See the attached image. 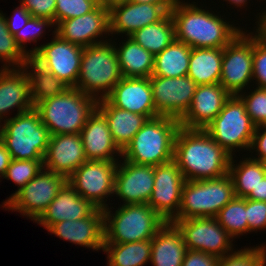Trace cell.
<instances>
[{"mask_svg":"<svg viewBox=\"0 0 266 266\" xmlns=\"http://www.w3.org/2000/svg\"><path fill=\"white\" fill-rule=\"evenodd\" d=\"M231 157L204 129L180 127L176 133L173 160L186 180H208L228 174Z\"/></svg>","mask_w":266,"mask_h":266,"instance_id":"obj_1","label":"cell"},{"mask_svg":"<svg viewBox=\"0 0 266 266\" xmlns=\"http://www.w3.org/2000/svg\"><path fill=\"white\" fill-rule=\"evenodd\" d=\"M192 3L178 0L170 10L177 41L191 48H224L242 31L221 15Z\"/></svg>","mask_w":266,"mask_h":266,"instance_id":"obj_2","label":"cell"},{"mask_svg":"<svg viewBox=\"0 0 266 266\" xmlns=\"http://www.w3.org/2000/svg\"><path fill=\"white\" fill-rule=\"evenodd\" d=\"M180 128L176 118L158 116L148 119L122 151L124 160L158 166L174 158L175 136Z\"/></svg>","mask_w":266,"mask_h":266,"instance_id":"obj_3","label":"cell"},{"mask_svg":"<svg viewBox=\"0 0 266 266\" xmlns=\"http://www.w3.org/2000/svg\"><path fill=\"white\" fill-rule=\"evenodd\" d=\"M122 77L112 38L83 49L76 81L78 90L97 101L105 99Z\"/></svg>","mask_w":266,"mask_h":266,"instance_id":"obj_4","label":"cell"},{"mask_svg":"<svg viewBox=\"0 0 266 266\" xmlns=\"http://www.w3.org/2000/svg\"><path fill=\"white\" fill-rule=\"evenodd\" d=\"M50 135L80 134L89 116L97 108V100L77 88L39 102L34 107Z\"/></svg>","mask_w":266,"mask_h":266,"instance_id":"obj_5","label":"cell"},{"mask_svg":"<svg viewBox=\"0 0 266 266\" xmlns=\"http://www.w3.org/2000/svg\"><path fill=\"white\" fill-rule=\"evenodd\" d=\"M113 213L103 209L104 244H121L152 239L167 222L148 204H122ZM112 212V213H111Z\"/></svg>","mask_w":266,"mask_h":266,"instance_id":"obj_6","label":"cell"},{"mask_svg":"<svg viewBox=\"0 0 266 266\" xmlns=\"http://www.w3.org/2000/svg\"><path fill=\"white\" fill-rule=\"evenodd\" d=\"M3 122L0 140L10 152L11 159L44 160L51 135L35 108Z\"/></svg>","mask_w":266,"mask_h":266,"instance_id":"obj_7","label":"cell"},{"mask_svg":"<svg viewBox=\"0 0 266 266\" xmlns=\"http://www.w3.org/2000/svg\"><path fill=\"white\" fill-rule=\"evenodd\" d=\"M235 197L228 174L208 180H186L178 214L173 219L215 217Z\"/></svg>","mask_w":266,"mask_h":266,"instance_id":"obj_8","label":"cell"},{"mask_svg":"<svg viewBox=\"0 0 266 266\" xmlns=\"http://www.w3.org/2000/svg\"><path fill=\"white\" fill-rule=\"evenodd\" d=\"M255 128L242 99L238 95H231L204 130L228 154L234 156L236 148L249 151Z\"/></svg>","mask_w":266,"mask_h":266,"instance_id":"obj_9","label":"cell"},{"mask_svg":"<svg viewBox=\"0 0 266 266\" xmlns=\"http://www.w3.org/2000/svg\"><path fill=\"white\" fill-rule=\"evenodd\" d=\"M67 182L66 176L43 168L24 187L10 195L2 207L36 222Z\"/></svg>","mask_w":266,"mask_h":266,"instance_id":"obj_10","label":"cell"},{"mask_svg":"<svg viewBox=\"0 0 266 266\" xmlns=\"http://www.w3.org/2000/svg\"><path fill=\"white\" fill-rule=\"evenodd\" d=\"M242 31L223 48L220 84L238 95L253 81V32Z\"/></svg>","mask_w":266,"mask_h":266,"instance_id":"obj_11","label":"cell"},{"mask_svg":"<svg viewBox=\"0 0 266 266\" xmlns=\"http://www.w3.org/2000/svg\"><path fill=\"white\" fill-rule=\"evenodd\" d=\"M118 162L87 160L68 177V183L94 207L105 209L109 195L114 193Z\"/></svg>","mask_w":266,"mask_h":266,"instance_id":"obj_12","label":"cell"},{"mask_svg":"<svg viewBox=\"0 0 266 266\" xmlns=\"http://www.w3.org/2000/svg\"><path fill=\"white\" fill-rule=\"evenodd\" d=\"M180 230L186 248L221 258L233 251V238L215 217L172 219Z\"/></svg>","mask_w":266,"mask_h":266,"instance_id":"obj_13","label":"cell"},{"mask_svg":"<svg viewBox=\"0 0 266 266\" xmlns=\"http://www.w3.org/2000/svg\"><path fill=\"white\" fill-rule=\"evenodd\" d=\"M53 39L29 50V57L52 72L67 86L76 88L83 47L61 39L54 28Z\"/></svg>","mask_w":266,"mask_h":266,"instance_id":"obj_14","label":"cell"},{"mask_svg":"<svg viewBox=\"0 0 266 266\" xmlns=\"http://www.w3.org/2000/svg\"><path fill=\"white\" fill-rule=\"evenodd\" d=\"M153 100L158 116L180 120L191 106L197 84L187 75L182 77L151 76Z\"/></svg>","mask_w":266,"mask_h":266,"instance_id":"obj_15","label":"cell"},{"mask_svg":"<svg viewBox=\"0 0 266 266\" xmlns=\"http://www.w3.org/2000/svg\"><path fill=\"white\" fill-rule=\"evenodd\" d=\"M185 182L174 160L154 166V187L147 204L165 221H171L179 212Z\"/></svg>","mask_w":266,"mask_h":266,"instance_id":"obj_16","label":"cell"},{"mask_svg":"<svg viewBox=\"0 0 266 266\" xmlns=\"http://www.w3.org/2000/svg\"><path fill=\"white\" fill-rule=\"evenodd\" d=\"M55 28L61 39L83 48L103 43L108 40L98 38L110 35V11L100 3L93 11L61 21Z\"/></svg>","mask_w":266,"mask_h":266,"instance_id":"obj_17","label":"cell"},{"mask_svg":"<svg viewBox=\"0 0 266 266\" xmlns=\"http://www.w3.org/2000/svg\"><path fill=\"white\" fill-rule=\"evenodd\" d=\"M122 160L118 162L113 195L118 196L123 205L147 204L154 187V166Z\"/></svg>","mask_w":266,"mask_h":266,"instance_id":"obj_18","label":"cell"},{"mask_svg":"<svg viewBox=\"0 0 266 266\" xmlns=\"http://www.w3.org/2000/svg\"><path fill=\"white\" fill-rule=\"evenodd\" d=\"M106 99L115 107L146 116L158 117L150 78L122 77Z\"/></svg>","mask_w":266,"mask_h":266,"instance_id":"obj_19","label":"cell"},{"mask_svg":"<svg viewBox=\"0 0 266 266\" xmlns=\"http://www.w3.org/2000/svg\"><path fill=\"white\" fill-rule=\"evenodd\" d=\"M231 94L220 83L197 85L192 103L179 120L185 129H205L220 113Z\"/></svg>","mask_w":266,"mask_h":266,"instance_id":"obj_20","label":"cell"},{"mask_svg":"<svg viewBox=\"0 0 266 266\" xmlns=\"http://www.w3.org/2000/svg\"><path fill=\"white\" fill-rule=\"evenodd\" d=\"M48 232L76 245L103 250L105 242L103 209L95 208L87 217L53 224Z\"/></svg>","mask_w":266,"mask_h":266,"instance_id":"obj_21","label":"cell"},{"mask_svg":"<svg viewBox=\"0 0 266 266\" xmlns=\"http://www.w3.org/2000/svg\"><path fill=\"white\" fill-rule=\"evenodd\" d=\"M86 161L80 134H58L50 137L43 168L68 178Z\"/></svg>","mask_w":266,"mask_h":266,"instance_id":"obj_22","label":"cell"},{"mask_svg":"<svg viewBox=\"0 0 266 266\" xmlns=\"http://www.w3.org/2000/svg\"><path fill=\"white\" fill-rule=\"evenodd\" d=\"M168 12L159 4L129 2L110 10V34H125L161 20Z\"/></svg>","mask_w":266,"mask_h":266,"instance_id":"obj_23","label":"cell"},{"mask_svg":"<svg viewBox=\"0 0 266 266\" xmlns=\"http://www.w3.org/2000/svg\"><path fill=\"white\" fill-rule=\"evenodd\" d=\"M80 136L87 160L118 161L117 156L122 157L105 117L97 109L87 119Z\"/></svg>","mask_w":266,"mask_h":266,"instance_id":"obj_24","label":"cell"},{"mask_svg":"<svg viewBox=\"0 0 266 266\" xmlns=\"http://www.w3.org/2000/svg\"><path fill=\"white\" fill-rule=\"evenodd\" d=\"M14 108L18 109L17 114L34 108L30 97L29 79L23 68H1L0 125L2 121L7 120L8 112Z\"/></svg>","mask_w":266,"mask_h":266,"instance_id":"obj_25","label":"cell"},{"mask_svg":"<svg viewBox=\"0 0 266 266\" xmlns=\"http://www.w3.org/2000/svg\"><path fill=\"white\" fill-rule=\"evenodd\" d=\"M95 208L67 182L35 223L48 230L53 224L64 220L85 218Z\"/></svg>","mask_w":266,"mask_h":266,"instance_id":"obj_26","label":"cell"},{"mask_svg":"<svg viewBox=\"0 0 266 266\" xmlns=\"http://www.w3.org/2000/svg\"><path fill=\"white\" fill-rule=\"evenodd\" d=\"M186 251L180 230L167 221L152 238L150 262L153 266H182Z\"/></svg>","mask_w":266,"mask_h":266,"instance_id":"obj_27","label":"cell"},{"mask_svg":"<svg viewBox=\"0 0 266 266\" xmlns=\"http://www.w3.org/2000/svg\"><path fill=\"white\" fill-rule=\"evenodd\" d=\"M106 119L116 145L123 151L148 118L113 106L106 98L96 108Z\"/></svg>","mask_w":266,"mask_h":266,"instance_id":"obj_28","label":"cell"},{"mask_svg":"<svg viewBox=\"0 0 266 266\" xmlns=\"http://www.w3.org/2000/svg\"><path fill=\"white\" fill-rule=\"evenodd\" d=\"M124 41L119 48L114 44L123 77L150 78L155 56L130 37Z\"/></svg>","mask_w":266,"mask_h":266,"instance_id":"obj_29","label":"cell"},{"mask_svg":"<svg viewBox=\"0 0 266 266\" xmlns=\"http://www.w3.org/2000/svg\"><path fill=\"white\" fill-rule=\"evenodd\" d=\"M223 48H192L189 59V76L197 85L219 83Z\"/></svg>","mask_w":266,"mask_h":266,"instance_id":"obj_30","label":"cell"},{"mask_svg":"<svg viewBox=\"0 0 266 266\" xmlns=\"http://www.w3.org/2000/svg\"><path fill=\"white\" fill-rule=\"evenodd\" d=\"M22 68L25 70L29 79L30 97L34 107L39 102L61 95L70 88L52 72L37 63L32 57L27 59Z\"/></svg>","mask_w":266,"mask_h":266,"instance_id":"obj_31","label":"cell"},{"mask_svg":"<svg viewBox=\"0 0 266 266\" xmlns=\"http://www.w3.org/2000/svg\"><path fill=\"white\" fill-rule=\"evenodd\" d=\"M154 56L176 40L173 18L168 12L161 20L144 26L129 36Z\"/></svg>","mask_w":266,"mask_h":266,"instance_id":"obj_32","label":"cell"},{"mask_svg":"<svg viewBox=\"0 0 266 266\" xmlns=\"http://www.w3.org/2000/svg\"><path fill=\"white\" fill-rule=\"evenodd\" d=\"M191 51L190 46L175 40L155 55L152 76L182 77L187 75Z\"/></svg>","mask_w":266,"mask_h":266,"instance_id":"obj_33","label":"cell"},{"mask_svg":"<svg viewBox=\"0 0 266 266\" xmlns=\"http://www.w3.org/2000/svg\"><path fill=\"white\" fill-rule=\"evenodd\" d=\"M235 161L232 156L228 173L233 181L235 196L246 198L266 176V164L251 157L244 158L236 165Z\"/></svg>","mask_w":266,"mask_h":266,"instance_id":"obj_34","label":"cell"},{"mask_svg":"<svg viewBox=\"0 0 266 266\" xmlns=\"http://www.w3.org/2000/svg\"><path fill=\"white\" fill-rule=\"evenodd\" d=\"M152 239L121 244H104L108 266H144L151 260Z\"/></svg>","mask_w":266,"mask_h":266,"instance_id":"obj_35","label":"cell"},{"mask_svg":"<svg viewBox=\"0 0 266 266\" xmlns=\"http://www.w3.org/2000/svg\"><path fill=\"white\" fill-rule=\"evenodd\" d=\"M215 219L233 239L247 234V199L235 196L217 213Z\"/></svg>","mask_w":266,"mask_h":266,"instance_id":"obj_36","label":"cell"},{"mask_svg":"<svg viewBox=\"0 0 266 266\" xmlns=\"http://www.w3.org/2000/svg\"><path fill=\"white\" fill-rule=\"evenodd\" d=\"M28 58L9 32L5 15L0 12V62H4L1 68H22Z\"/></svg>","mask_w":266,"mask_h":266,"instance_id":"obj_37","label":"cell"},{"mask_svg":"<svg viewBox=\"0 0 266 266\" xmlns=\"http://www.w3.org/2000/svg\"><path fill=\"white\" fill-rule=\"evenodd\" d=\"M217 266H266V245L232 251L219 258Z\"/></svg>","mask_w":266,"mask_h":266,"instance_id":"obj_38","label":"cell"},{"mask_svg":"<svg viewBox=\"0 0 266 266\" xmlns=\"http://www.w3.org/2000/svg\"><path fill=\"white\" fill-rule=\"evenodd\" d=\"M43 161L11 159L3 179L13 181L18 185L19 191L43 169Z\"/></svg>","mask_w":266,"mask_h":266,"instance_id":"obj_39","label":"cell"},{"mask_svg":"<svg viewBox=\"0 0 266 266\" xmlns=\"http://www.w3.org/2000/svg\"><path fill=\"white\" fill-rule=\"evenodd\" d=\"M101 0H56L55 25L93 11Z\"/></svg>","mask_w":266,"mask_h":266,"instance_id":"obj_40","label":"cell"},{"mask_svg":"<svg viewBox=\"0 0 266 266\" xmlns=\"http://www.w3.org/2000/svg\"><path fill=\"white\" fill-rule=\"evenodd\" d=\"M251 91V92H250ZM246 94L241 92L238 96L242 99L245 104L246 112L250 116L251 121L257 127L266 124V95L265 87H256ZM245 94V95H244Z\"/></svg>","mask_w":266,"mask_h":266,"instance_id":"obj_41","label":"cell"},{"mask_svg":"<svg viewBox=\"0 0 266 266\" xmlns=\"http://www.w3.org/2000/svg\"><path fill=\"white\" fill-rule=\"evenodd\" d=\"M53 26L56 27L51 19L31 16L26 25L14 35L15 41L21 50L29 56V50L25 49V43L37 42L43 36L45 29Z\"/></svg>","mask_w":266,"mask_h":266,"instance_id":"obj_42","label":"cell"},{"mask_svg":"<svg viewBox=\"0 0 266 266\" xmlns=\"http://www.w3.org/2000/svg\"><path fill=\"white\" fill-rule=\"evenodd\" d=\"M253 32V82L258 88L266 87V38Z\"/></svg>","mask_w":266,"mask_h":266,"instance_id":"obj_43","label":"cell"},{"mask_svg":"<svg viewBox=\"0 0 266 266\" xmlns=\"http://www.w3.org/2000/svg\"><path fill=\"white\" fill-rule=\"evenodd\" d=\"M248 233L266 229V202L247 199Z\"/></svg>","mask_w":266,"mask_h":266,"instance_id":"obj_44","label":"cell"},{"mask_svg":"<svg viewBox=\"0 0 266 266\" xmlns=\"http://www.w3.org/2000/svg\"><path fill=\"white\" fill-rule=\"evenodd\" d=\"M33 17L48 18L55 23L56 0H20Z\"/></svg>","mask_w":266,"mask_h":266,"instance_id":"obj_45","label":"cell"},{"mask_svg":"<svg viewBox=\"0 0 266 266\" xmlns=\"http://www.w3.org/2000/svg\"><path fill=\"white\" fill-rule=\"evenodd\" d=\"M218 257L202 251L187 249L182 266H217Z\"/></svg>","mask_w":266,"mask_h":266,"instance_id":"obj_46","label":"cell"},{"mask_svg":"<svg viewBox=\"0 0 266 266\" xmlns=\"http://www.w3.org/2000/svg\"><path fill=\"white\" fill-rule=\"evenodd\" d=\"M251 150L257 153V157L252 156V159L266 162V124L255 128L249 151L251 152Z\"/></svg>","mask_w":266,"mask_h":266,"instance_id":"obj_47","label":"cell"},{"mask_svg":"<svg viewBox=\"0 0 266 266\" xmlns=\"http://www.w3.org/2000/svg\"><path fill=\"white\" fill-rule=\"evenodd\" d=\"M30 17H31V14L20 3V6L14 10L13 16H11L10 18L5 16V20H6V24H7V28L9 32L14 36L21 28H23L26 25ZM18 19L21 20V24Z\"/></svg>","mask_w":266,"mask_h":266,"instance_id":"obj_48","label":"cell"},{"mask_svg":"<svg viewBox=\"0 0 266 266\" xmlns=\"http://www.w3.org/2000/svg\"><path fill=\"white\" fill-rule=\"evenodd\" d=\"M11 161L10 152L0 140V177H4Z\"/></svg>","mask_w":266,"mask_h":266,"instance_id":"obj_49","label":"cell"},{"mask_svg":"<svg viewBox=\"0 0 266 266\" xmlns=\"http://www.w3.org/2000/svg\"><path fill=\"white\" fill-rule=\"evenodd\" d=\"M246 199L266 202V176L259 182L255 191H252Z\"/></svg>","mask_w":266,"mask_h":266,"instance_id":"obj_50","label":"cell"},{"mask_svg":"<svg viewBox=\"0 0 266 266\" xmlns=\"http://www.w3.org/2000/svg\"><path fill=\"white\" fill-rule=\"evenodd\" d=\"M178 0H133V2L138 3H154L161 5L167 12H170L172 7L176 4Z\"/></svg>","mask_w":266,"mask_h":266,"instance_id":"obj_51","label":"cell"},{"mask_svg":"<svg viewBox=\"0 0 266 266\" xmlns=\"http://www.w3.org/2000/svg\"><path fill=\"white\" fill-rule=\"evenodd\" d=\"M133 0H101V3L106 7L108 11L116 6L127 4Z\"/></svg>","mask_w":266,"mask_h":266,"instance_id":"obj_52","label":"cell"},{"mask_svg":"<svg viewBox=\"0 0 266 266\" xmlns=\"http://www.w3.org/2000/svg\"><path fill=\"white\" fill-rule=\"evenodd\" d=\"M257 23L256 29L266 38V10L259 15Z\"/></svg>","mask_w":266,"mask_h":266,"instance_id":"obj_53","label":"cell"},{"mask_svg":"<svg viewBox=\"0 0 266 266\" xmlns=\"http://www.w3.org/2000/svg\"><path fill=\"white\" fill-rule=\"evenodd\" d=\"M224 1H227L229 4L231 5H235L236 8L237 7H240L242 8L244 5H246L248 2V0H224Z\"/></svg>","mask_w":266,"mask_h":266,"instance_id":"obj_54","label":"cell"}]
</instances>
